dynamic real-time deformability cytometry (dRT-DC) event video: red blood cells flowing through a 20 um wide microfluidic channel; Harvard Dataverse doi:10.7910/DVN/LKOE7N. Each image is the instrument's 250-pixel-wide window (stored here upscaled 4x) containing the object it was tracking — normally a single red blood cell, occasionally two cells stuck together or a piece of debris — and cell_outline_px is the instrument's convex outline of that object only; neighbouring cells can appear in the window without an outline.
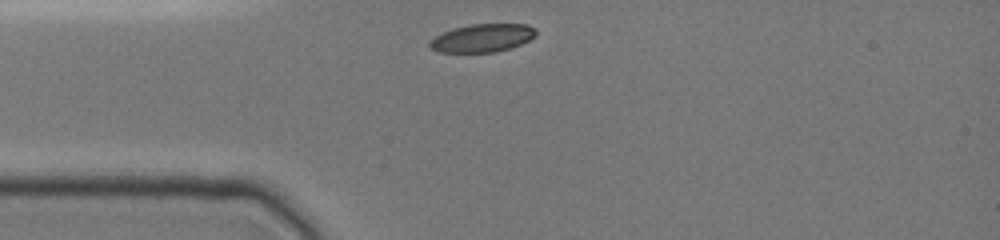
{"species": "common noctule bat (a hibernating species)", "species_latin": "Nyctalus noctula", "temperature_condition": "cold", "stored_images_in_passage": 21, "camera_frame_rate_fps": 3000, "um_per_image_px": 0.085, "animal": {"sex": "female", "body_mass_g": 19.0, "forearm_length_mm": 51.5}, "frame": {"image": 1, "passage_image": 1, "time_ms": 0.0, "image_size_px": [1000, 240], "cell_outline_px": [[536, 36], [520, 44], [496, 52], [440, 52], [432, 48], [428, 44], [436, 36], [452, 28], [472, 24], [528, 24], [536, 28]], "centroid_in_image_um": [41.03, 3.22], "position_along_channel_um": 44.0, "area_um2": 17.22}}
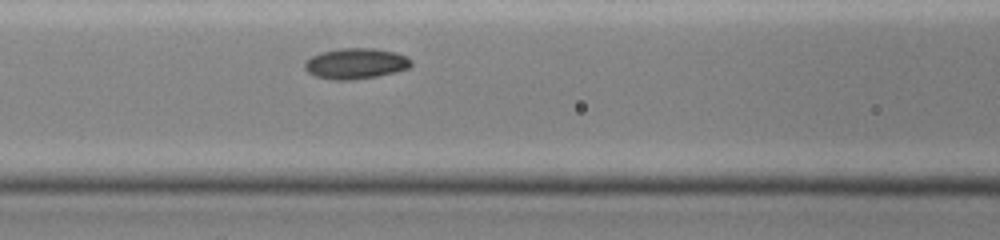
{"frame": {"image": 2, "passage_image": 17, "time_ms": 2.667, "image_size_px": [1000, 240], "cell_outline_px": [[412, 64], [408, 68], [376, 76], [352, 80], [332, 80], [316, 76], [308, 72], [304, 68], [304, 64], [312, 56], [324, 52], [340, 48], [372, 48], [396, 52], [408, 56], [412, 60]], "centroid_in_image_um": [30.26, 5.4], "position_along_channel_um": 136.3, "area_um2": 18.9}}
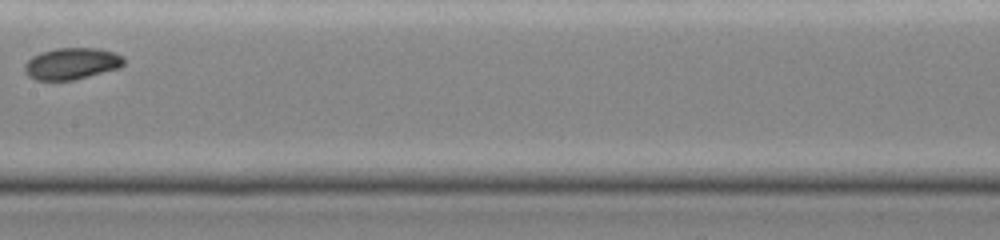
{"frame": {"image": 3, "passage_image": 21, "time_ms": 4.333, "image_size_px": [1000, 240], "cell_outline_px": [[124, 64], [120, 68], [72, 80], [36, 80], [28, 76], [24, 72], [24, 64], [32, 56], [40, 52], [56, 48], [96, 48], [112, 52], [124, 56]], "centroid_in_image_um": [6.07, 5.4], "position_along_channel_um": 201.3, "area_um2": 18.32}}